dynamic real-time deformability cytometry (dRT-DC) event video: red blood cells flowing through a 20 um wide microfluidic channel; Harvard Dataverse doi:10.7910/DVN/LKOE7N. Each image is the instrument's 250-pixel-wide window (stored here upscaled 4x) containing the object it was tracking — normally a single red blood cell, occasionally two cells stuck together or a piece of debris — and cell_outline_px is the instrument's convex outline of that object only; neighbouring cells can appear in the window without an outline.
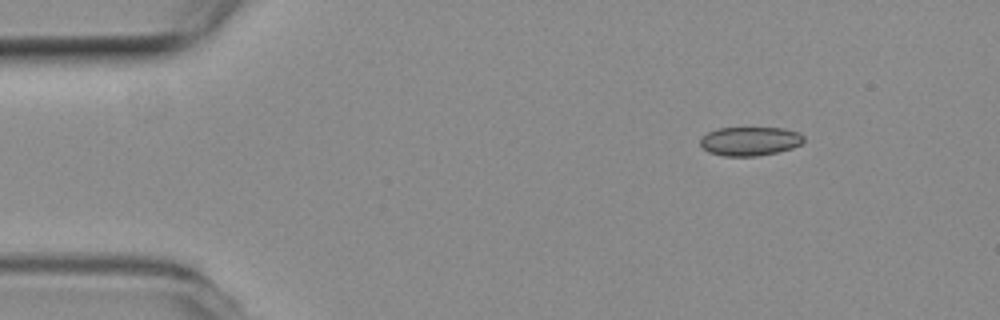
{"species": "common noctule bat (a hibernating species)", "species_latin": "Nyctalus noctula", "temperature_condition": "room temperature", "stored_images_in_passage": 8, "camera_frame_rate_fps": 3000, "um_per_image_px": 0.085, "animal": {"sex": "female", "body_mass_g": 19.3, "forearm_length_mm": 54.1}, "frame": {"image": 1, "passage_image": 1, "time_ms": 0.0, "image_size_px": [1000, 320], "cell_outline_px": [[804, 140], [800, 144], [792, 148], [776, 152], [756, 156], [724, 156], [708, 152], [700, 144], [700, 136], [716, 128], [784, 128], [800, 132], [804, 136]], "centroid_in_image_um": [63.73, 11.99], "position_along_channel_um": 21.3, "area_um2": 17.51}}
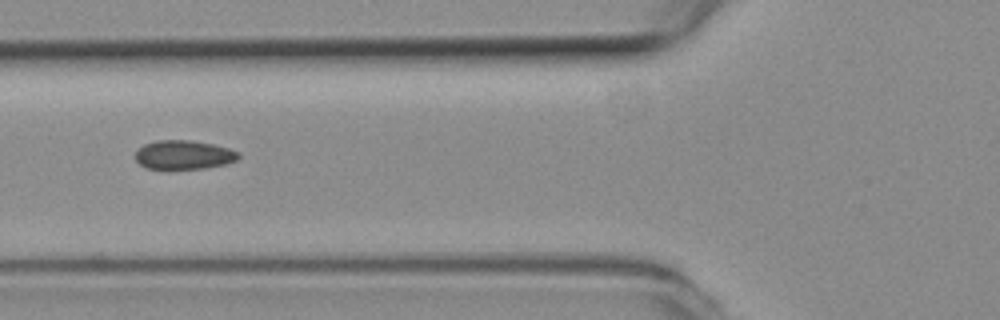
{"frame": {"image": 2, "passage_image": 5, "time_ms": 1.333, "image_size_px": [1000, 320], "cell_outline_px": [[240, 156], [236, 160], [224, 164], [204, 168], [168, 172], [148, 168], [140, 164], [136, 160], [136, 152], [144, 144], [156, 140], [188, 140], [212, 144], [228, 148], [240, 152]], "centroid_in_image_um": [15.59, 13.2], "position_along_channel_um": 110.2, "area_um2": 17.92}}
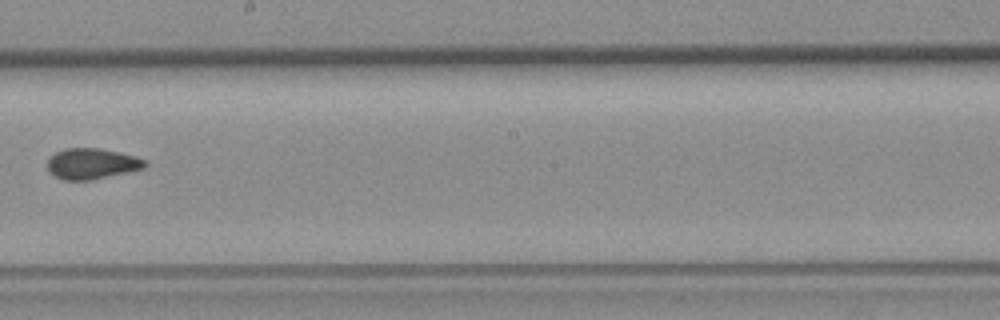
{"frame": {"image": 3, "passage_image": 8, "time_ms": 2.333, "image_size_px": [1000, 320], "cell_outline_px": [[148, 164], [144, 168], [92, 180], [64, 180], [56, 176], [48, 168], [48, 160], [56, 152], [68, 148], [100, 148], [136, 156], [144, 160]], "centroid_in_image_um": [7.83, 13.91], "position_along_channel_um": 240.4, "area_um2": 17.22}}